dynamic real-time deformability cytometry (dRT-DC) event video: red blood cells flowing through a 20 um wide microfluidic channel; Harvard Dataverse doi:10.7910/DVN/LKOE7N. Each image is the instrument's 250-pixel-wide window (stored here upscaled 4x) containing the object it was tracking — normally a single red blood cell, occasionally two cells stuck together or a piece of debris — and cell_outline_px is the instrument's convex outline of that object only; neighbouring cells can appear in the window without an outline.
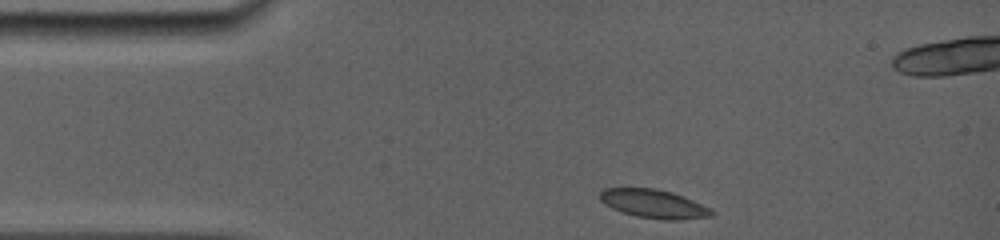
{"species": "common noctule bat (a hibernating species)", "species_latin": "Nyctalus noctula", "temperature_condition": "room temperature", "stored_images_in_passage": 26, "camera_frame_rate_fps": 5000, "um_per_image_px": 0.085, "animal": {"sex": "female", "body_mass_g": 19.0, "forearm_length_mm": 56.7}, "frame": {"image": 1, "passage_image": 1, "time_ms": 0.0, "image_size_px": [1000, 240], "cell_outline_px": [[716, 212], [712, 216], [680, 220], [668, 220], [636, 216], [612, 208], [604, 204], [600, 200], [600, 192], [604, 188], [656, 188], [672, 192], [684, 196], [712, 208]], "centroid_in_image_um": [55.62, 17.32], "position_along_channel_um": 29.4, "area_um2": 18.73}}
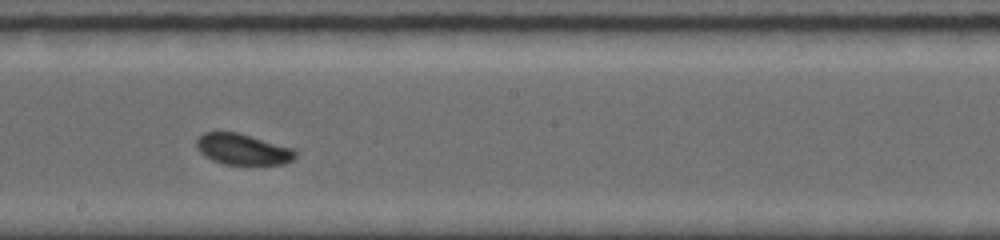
{"frame": {"image": 2, "passage_image": 17, "time_ms": 6.2, "image_size_px": [1000, 240], "cell_outline_px": [[296, 156], [292, 160], [284, 164], [224, 164], [212, 160], [204, 156], [196, 148], [196, 140], [204, 132], [236, 132], [296, 148]], "centroid_in_image_um": [20.65, 12.69], "position_along_channel_um": 227.6, "area_um2": 17.92}}
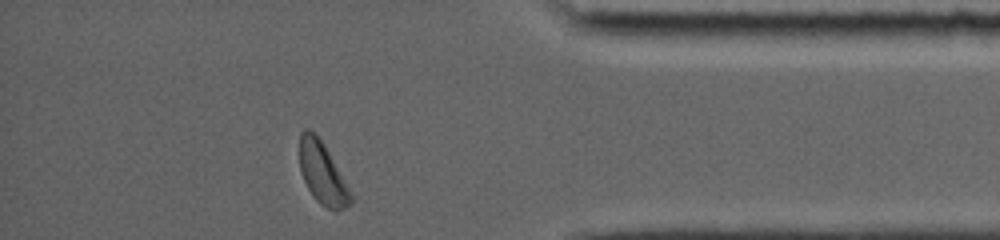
{"frame": {"image": 3, "passage_image": 26, "time_ms": 11.2, "image_size_px": [1000, 240], "cell_outline_px": [[352, 204], [336, 212], [320, 204], [316, 200], [308, 188], [300, 172], [300, 132], [304, 128], [308, 128], [324, 144], [348, 188], [352, 196]], "centroid_in_image_um": [27.39, 14.75], "position_along_channel_um": 407.8, "area_um2": 18.03}, "authors_computed_cell_mechanics": {"area_um2": 18.2937, "velocity_mm_per_s": 3.8809, "shape_relaxation_time_tau1_ms": 3.8132, "shape_relaxation_time_tau2_ms": null, "deformation_change_tau1": 0.0744, "deformation_change_tau2": null}}